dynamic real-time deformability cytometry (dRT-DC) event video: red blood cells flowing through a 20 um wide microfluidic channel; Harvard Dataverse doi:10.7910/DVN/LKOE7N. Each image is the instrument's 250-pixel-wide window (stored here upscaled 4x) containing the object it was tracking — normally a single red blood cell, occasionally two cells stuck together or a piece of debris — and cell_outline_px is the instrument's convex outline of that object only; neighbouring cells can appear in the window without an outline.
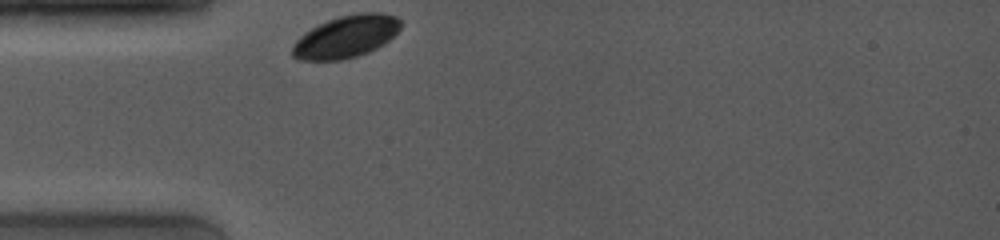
{"species": "common noctule bat (a hibernating species)", "species_latin": "Nyctalus noctula", "temperature_condition": "room temperature", "stored_images_in_passage": 35, "camera_frame_rate_fps": 4000, "um_per_image_px": 0.085, "animal": {"sex": "female", "body_mass_g": 19.0, "forearm_length_mm": 53.3}, "frame": {"image": 1, "passage_image": 1, "time_ms": 0.0, "image_size_px": [1000, 240], "cell_outline_px": [[400, 28], [388, 40], [376, 48], [368, 52], [356, 56], [340, 60], [300, 60], [292, 56], [292, 48], [296, 40], [304, 32], [328, 20], [340, 16], [360, 12], [380, 12], [396, 16], [400, 20]], "centroid_in_image_um": [29.4, 3.11], "position_along_channel_um": 55.6, "area_um2": 26.41}}
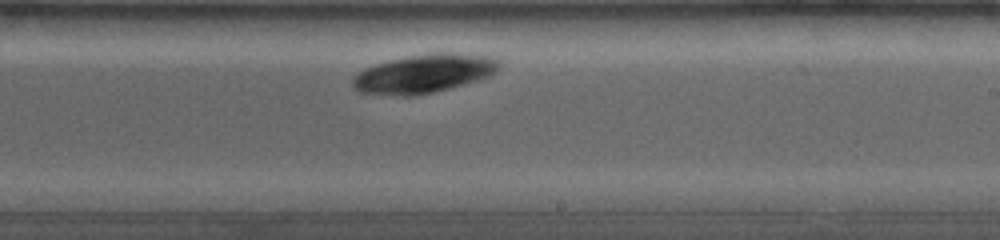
{"frame": {"image": 2, "passage_image": 26, "time_ms": 5.5, "image_size_px": [1000, 240], "cell_outline_px": [[500, 64], [488, 76], [464, 84], [416, 96], [404, 96], [360, 92], [352, 88], [352, 76], [364, 68], [388, 60], [428, 52], [452, 52], [496, 56], [500, 60]], "centroid_in_image_um": [36.01, 6.23], "position_along_channel_um": 253.0, "area_um2": 33.18}}
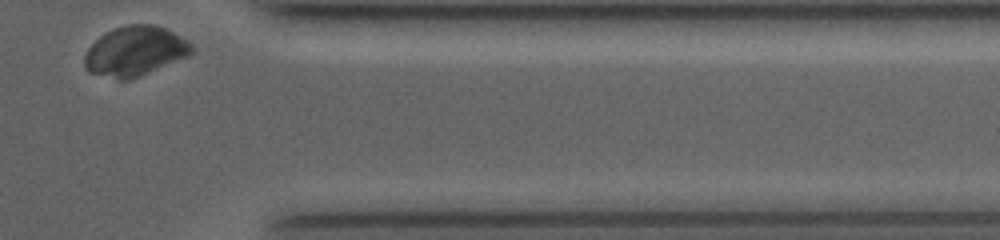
{"frame": {"image": 3, "passage_image": 35, "time_ms": 9.5, "image_size_px": [1000, 240], "cell_outline_px": [[192, 52], [188, 56], [140, 76], [128, 80], [116, 80], [88, 72], [84, 68], [84, 56], [88, 48], [100, 36], [116, 28], [128, 24], [152, 24], [164, 28], [188, 40], [192, 44]], "centroid_in_image_um": [11.45, 4.37], "position_along_channel_um": 399.9, "area_um2": 30.92}}